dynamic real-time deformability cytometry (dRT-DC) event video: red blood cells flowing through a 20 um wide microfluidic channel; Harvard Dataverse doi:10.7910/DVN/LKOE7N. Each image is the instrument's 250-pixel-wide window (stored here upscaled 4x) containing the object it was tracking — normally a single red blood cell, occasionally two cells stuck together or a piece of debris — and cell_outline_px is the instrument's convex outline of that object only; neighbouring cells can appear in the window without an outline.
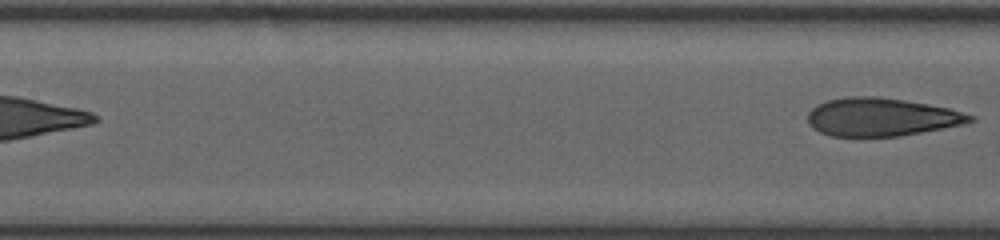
{"species": "human", "species_latin": "Homo sapiens", "temperature_condition": "room temperature", "stored_images_in_passage": 15, "segment_of_instrument_passage": [2, 2], "camera_frame_rate_fps": 3000, "um_per_image_px": 0.085, "donor": {"sex": "female"}, "frame": {"image": 1, "passage_image": 15, "time_ms": 4.667, "image_size_px": [1000, 240], "cell_outline_px": [[976, 120], [964, 124], [900, 136], [832, 136], [820, 132], [812, 128], [808, 124], [808, 112], [816, 104], [828, 100], [848, 96], [876, 96], [904, 100], [928, 104], [948, 108], [976, 116]], "centroid_in_image_um": [74.9, 9.94], "position_along_channel_um": 132.5, "area_um2": 36.13}}